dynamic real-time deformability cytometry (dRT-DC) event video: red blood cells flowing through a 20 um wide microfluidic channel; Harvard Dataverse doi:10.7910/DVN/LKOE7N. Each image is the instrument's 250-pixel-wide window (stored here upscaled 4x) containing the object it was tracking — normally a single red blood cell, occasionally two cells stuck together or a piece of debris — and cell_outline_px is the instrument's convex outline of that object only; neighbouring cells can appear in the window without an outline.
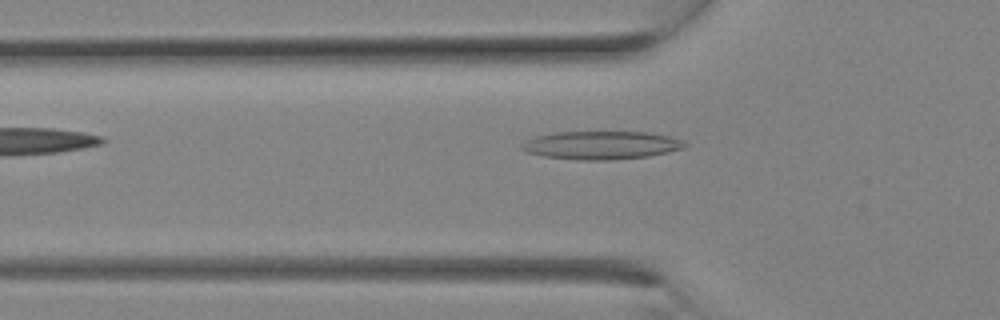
{"species": "Egyptian fruit bat (a non-hibernating species)", "species_latin": "Rousettus aegyptiacus", "temperature_condition": "room temperature", "stored_images_in_passage": 5, "camera_frame_rate_fps": 3000, "um_per_image_px": 0.085, "animal": {"sex": "female"}, "frame": {"image": 1, "passage_image": 5, "time_ms": 1.333, "image_size_px": [1000, 320], "cell_outline_px": [[688, 144], [684, 148], [648, 156], [608, 160], [580, 160], [544, 156], [524, 152], [520, 148], [520, 144], [524, 140], [536, 136], [552, 132], [648, 132], [668, 136], [684, 140]], "centroid_in_image_um": [51.06, 12.33], "position_along_channel_um": 74.7, "area_um2": 26.93}}